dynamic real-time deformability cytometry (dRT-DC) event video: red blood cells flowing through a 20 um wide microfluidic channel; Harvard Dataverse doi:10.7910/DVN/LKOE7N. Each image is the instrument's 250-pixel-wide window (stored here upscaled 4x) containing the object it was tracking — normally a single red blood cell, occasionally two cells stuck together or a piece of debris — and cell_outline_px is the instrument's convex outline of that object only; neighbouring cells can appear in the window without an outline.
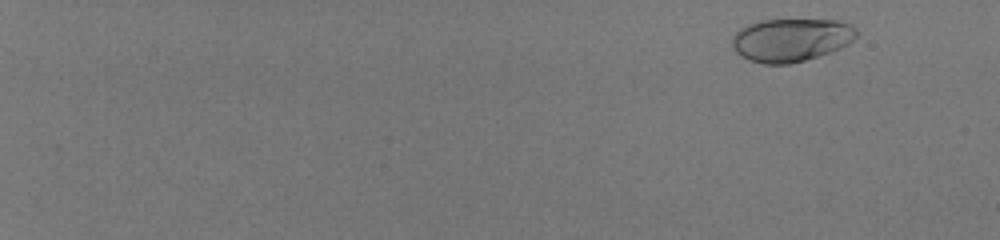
{"species": "human", "species_latin": "Homo sapiens", "temperature_condition": "room temperature", "stored_images_in_passage": 56, "camera_frame_rate_fps": 3000, "um_per_image_px": 0.085, "donor": {"sex": "male"}, "frame": {"image": 1, "passage_image": 5, "time_ms": 1.333, "image_size_px": [1000, 240], "cell_outline_px": [[856, 36], [848, 44], [840, 48], [804, 60], [788, 64], [764, 64], [740, 56], [736, 52], [732, 44], [732, 36], [740, 28], [748, 24], [760, 20], [836, 20], [848, 24], [856, 28]], "centroid_in_image_um": [67.2, 3.38], "position_along_channel_um": 17.8, "area_um2": 30.98}}
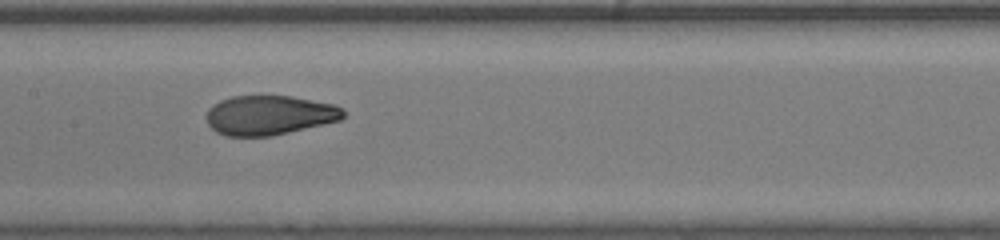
{"frame": {"image": 2, "passage_image": 34, "time_ms": 11.0, "image_size_px": [1000, 240], "cell_outline_px": [[344, 116], [340, 120], [272, 136], [224, 136], [216, 132], [208, 124], [208, 108], [212, 104], [220, 100], [232, 96], [292, 96], [336, 104], [344, 108]], "centroid_in_image_um": [22.91, 9.78], "position_along_channel_um": 184.5, "area_um2": 31.62}}
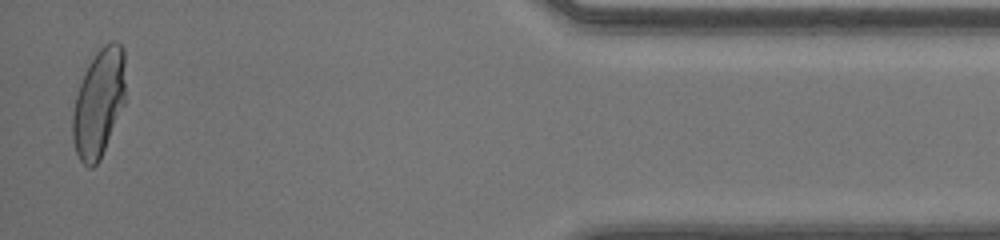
{"frame": {"image": 3, "passage_image": 55, "time_ms": 18.0, "image_size_px": [1000, 240], "cell_outline_px": [[124, 104], [100, 160], [92, 168], [88, 168], [80, 160], [76, 152], [72, 140], [72, 112], [76, 96], [84, 72], [88, 64], [96, 52], [104, 44], [112, 40], [120, 44], [124, 48]], "centroid_in_image_um": [8.38, 8.76], "position_along_channel_um": 426.8, "area_um2": 33.29}, "authors_computed_cell_mechanics": {"area_um2": 31.5299, "velocity_mm_per_s": 4.1371, "shape_relaxation_time_tau1_ms": 6.1781, "shape_relaxation_time_tau2_ms": null, "deformation_change_tau1": 0.2374, "deformation_change_tau2": null}}